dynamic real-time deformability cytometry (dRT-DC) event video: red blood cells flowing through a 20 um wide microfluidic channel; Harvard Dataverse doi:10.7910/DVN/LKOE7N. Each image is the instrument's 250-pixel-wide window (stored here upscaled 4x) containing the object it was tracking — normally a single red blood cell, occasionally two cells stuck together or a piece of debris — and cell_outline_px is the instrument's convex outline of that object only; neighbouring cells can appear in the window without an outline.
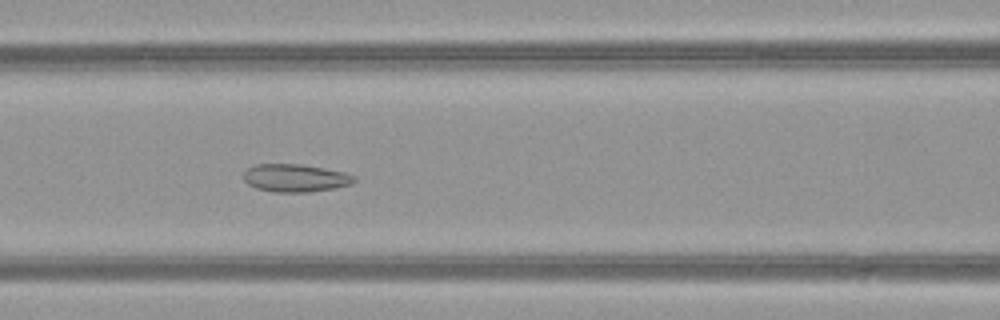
{"species": "common noctule bat (a hibernating species)", "species_latin": "Nyctalus noctula", "temperature_condition": "warm", "stored_images_in_passage": 52, "camera_frame_rate_fps": 3000, "um_per_image_px": 0.085, "animal": {"sex": "female", "body_mass_g": 21.9}, "frame": {"image": 1, "passage_image": 23, "time_ms": 7.333, "image_size_px": [1000, 320], "cell_outline_px": [[356, 180], [352, 184], [336, 188], [308, 192], [272, 192], [256, 188], [248, 184], [244, 180], [244, 172], [248, 168], [256, 164], [300, 164], [324, 168], [344, 172], [356, 176]], "centroid_in_image_um": [25.12, 15.13], "position_along_channel_um": 141.5, "area_um2": 18.03}}
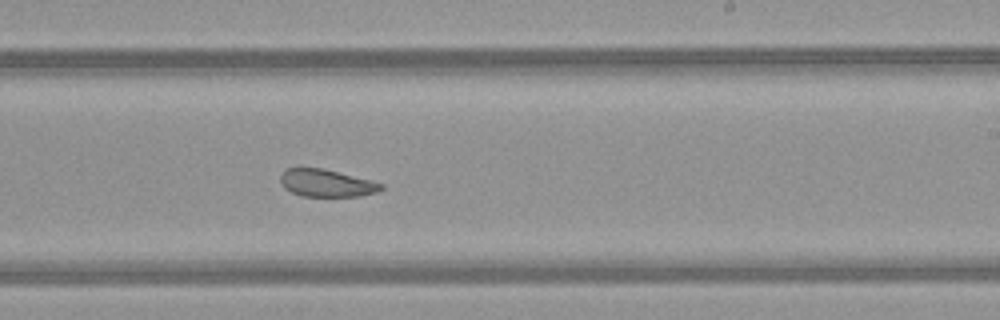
{"frame": {"image": 2, "passage_image": 32, "time_ms": 10.333, "image_size_px": [1000, 320], "cell_outline_px": [[384, 188], [376, 192], [360, 196], [300, 196], [284, 188], [280, 180], [280, 176], [288, 168], [300, 164], [324, 168], [372, 180], [384, 184]], "centroid_in_image_um": [27.72, 15.52], "position_along_channel_um": 261.3, "area_um2": 16.65}}
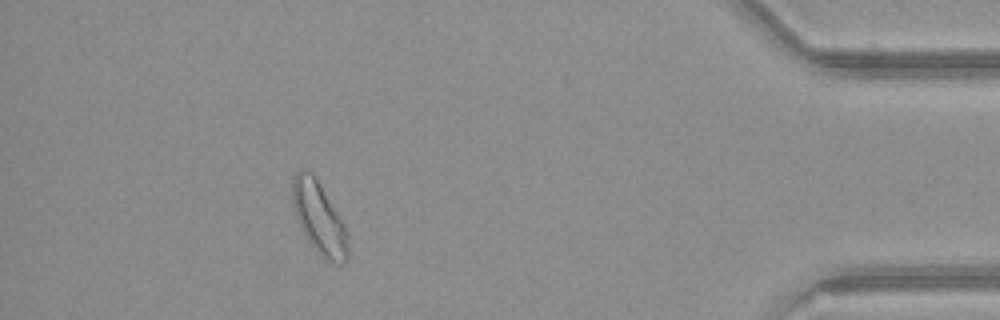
{"frame": {"image": 3, "passage_image": 47, "time_ms": 15.333, "image_size_px": [1000, 320], "cell_outline_px": [[348, 260], [340, 264], [332, 264], [324, 260], [316, 252], [300, 228], [292, 204], [292, 176], [300, 168], [308, 168], [312, 172], [344, 224], [348, 236]], "centroid_in_image_um": [27.1, 18.55], "position_along_channel_um": 408.1, "area_um2": 23.58}, "authors_computed_cell_mechanics": {"area_um2": 21.386, "velocity_mm_per_s": 3.9982, "shape_relaxation_time_tau1_ms": null, "shape_relaxation_time_tau2_ms": 1.505, "deformation_change_tau1": null, "deformation_change_tau2": 0.0826}}